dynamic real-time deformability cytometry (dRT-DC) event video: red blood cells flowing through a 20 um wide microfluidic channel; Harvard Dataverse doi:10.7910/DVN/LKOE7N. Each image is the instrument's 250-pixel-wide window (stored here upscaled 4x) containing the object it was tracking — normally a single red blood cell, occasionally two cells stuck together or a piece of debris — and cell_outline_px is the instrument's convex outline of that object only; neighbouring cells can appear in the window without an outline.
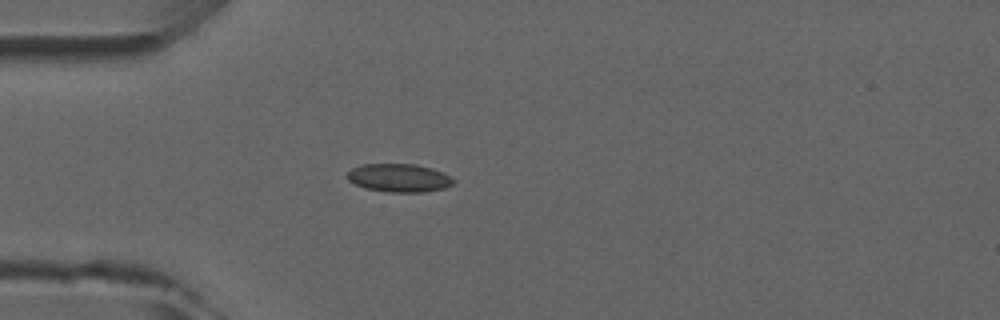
{"species": "common noctule bat (a hibernating species)", "species_latin": "Nyctalus noctula", "temperature_condition": "room temperature", "stored_images_in_passage": 3, "camera_frame_rate_fps": 3000, "um_per_image_px": 0.085, "animal": {"sex": "male", "forearm_length_mm": 52.5}, "frame": {"image": 1, "passage_image": 3, "time_ms": 2.333, "image_size_px": [1000, 320], "cell_outline_px": [[456, 180], [452, 184], [444, 188], [424, 192], [388, 192], [364, 188], [348, 180], [344, 176], [352, 168], [364, 164], [416, 164], [432, 168], [444, 172], [452, 176]], "centroid_in_image_um": [33.93, 15.12], "position_along_channel_um": 51.1, "area_um2": 17.69}}